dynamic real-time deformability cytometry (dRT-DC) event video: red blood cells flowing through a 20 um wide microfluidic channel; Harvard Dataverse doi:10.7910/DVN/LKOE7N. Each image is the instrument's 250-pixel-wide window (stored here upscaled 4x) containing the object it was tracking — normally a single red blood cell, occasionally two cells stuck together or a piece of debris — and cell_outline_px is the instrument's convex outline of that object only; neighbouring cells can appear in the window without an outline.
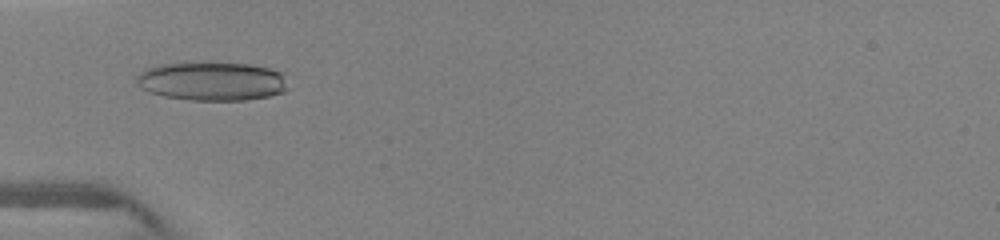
{"species": "human", "species_latin": "Homo sapiens", "temperature_condition": "warm", "stored_images_in_passage": 1, "camera_frame_rate_fps": 3000, "um_per_image_px": 0.085, "donor": {"sex": "female"}, "frame": {"image": 1, "passage_image": 1, "time_ms": 0.0, "image_size_px": [1000, 240], "cell_outline_px": [[284, 92], [268, 96], [244, 100], [192, 100], [164, 96], [140, 88], [136, 84], [136, 76], [140, 72], [156, 64], [184, 60], [200, 60], [248, 64], [268, 68], [284, 72]], "centroid_in_image_um": [17.93, 6.85], "position_along_channel_um": 67.1, "area_um2": 35.08}}